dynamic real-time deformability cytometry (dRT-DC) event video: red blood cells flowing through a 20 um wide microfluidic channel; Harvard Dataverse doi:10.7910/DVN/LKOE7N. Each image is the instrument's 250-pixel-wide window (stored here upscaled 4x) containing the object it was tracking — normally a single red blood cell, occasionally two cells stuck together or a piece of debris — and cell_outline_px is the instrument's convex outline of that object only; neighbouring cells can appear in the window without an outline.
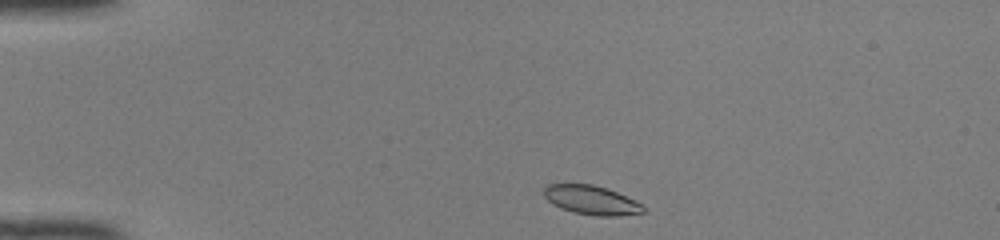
{"species": "common noctule bat (a hibernating species)", "species_latin": "Nyctalus noctula", "temperature_condition": "room temperature", "stored_images_in_passage": 40, "camera_frame_rate_fps": 3000, "um_per_image_px": 0.085, "animal": {"sex": "female", "body_mass_g": 22.0, "forearm_length_mm": 56.7}, "frame": {"image": 1, "passage_image": 1, "time_ms": 0.0, "image_size_px": [1000, 240], "cell_outline_px": [[644, 212], [616, 216], [596, 216], [572, 212], [560, 208], [552, 204], [544, 196], [544, 188], [548, 184], [592, 184], [608, 188], [636, 200], [644, 208]], "centroid_in_image_um": [50.25, 17.0], "position_along_channel_um": 34.7, "area_um2": 16.88}}
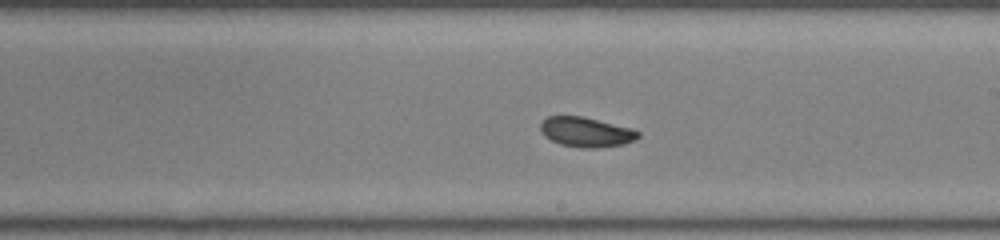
{"frame": {"image": 2, "passage_image": 20, "time_ms": 6.333, "image_size_px": [1000, 240], "cell_outline_px": [[640, 136], [636, 140], [624, 144], [596, 148], [580, 148], [560, 144], [544, 136], [540, 132], [540, 124], [548, 116], [584, 116], [632, 128], [640, 132]], "centroid_in_image_um": [49.84, 11.22], "position_along_channel_um": 239.2, "area_um2": 17.17}}
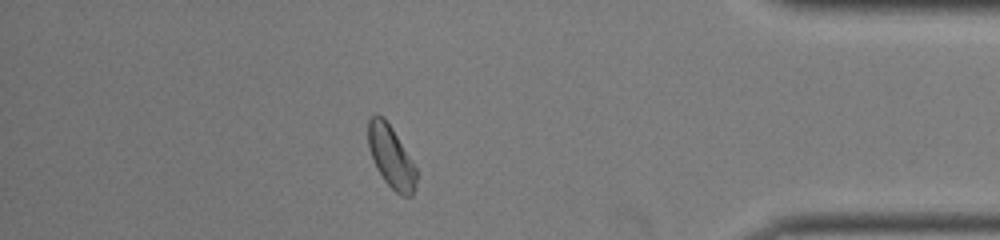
{"frame": {"image": 3, "passage_image": 34, "time_ms": 11.0, "image_size_px": [1000, 240], "cell_outline_px": [[416, 188], [412, 196], [400, 196], [384, 180], [376, 168], [368, 144], [368, 120], [376, 112], [384, 116], [392, 128], [416, 168]], "centroid_in_image_um": [33.23, 13.32], "position_along_channel_um": 402.0, "area_um2": 17.34}, "authors_computed_cell_mechanics": {"area_um2": 17.4267, "velocity_mm_per_s": 4.1288, "shape_relaxation_time_tau1_ms": 1.7791, "shape_relaxation_time_tau2_ms": 6.5133, "deformation_change_tau1": 0.0628, "deformation_change_tau2": 0.0911}}